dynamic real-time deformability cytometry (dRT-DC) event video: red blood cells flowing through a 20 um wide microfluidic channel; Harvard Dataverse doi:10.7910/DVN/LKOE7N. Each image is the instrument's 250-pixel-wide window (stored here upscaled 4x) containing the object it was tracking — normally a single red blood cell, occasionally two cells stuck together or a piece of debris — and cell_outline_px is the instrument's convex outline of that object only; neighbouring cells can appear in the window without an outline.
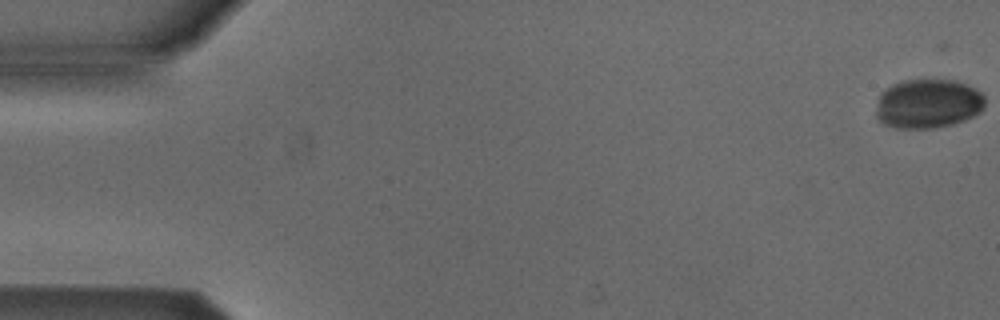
{"species": "Egyptian fruit bat (a non-hibernating species)", "species_latin": "Rousettus aegyptiacus", "temperature_condition": "cold", "stored_images_in_passage": 17, "camera_frame_rate_fps": 3000, "um_per_image_px": 0.085, "animal": {"sex": "male"}, "frame": {"image": 1, "passage_image": 1, "time_ms": 0.0, "image_size_px": [1000, 320], "cell_outline_px": [[984, 108], [980, 112], [964, 120], [952, 124], [932, 128], [896, 128], [884, 124], [876, 116], [876, 108], [880, 96], [892, 84], [904, 80], [956, 80], [968, 84], [976, 88], [984, 96]], "centroid_in_image_um": [78.91, 8.81], "position_along_channel_um": 6.1, "area_um2": 31.21}}
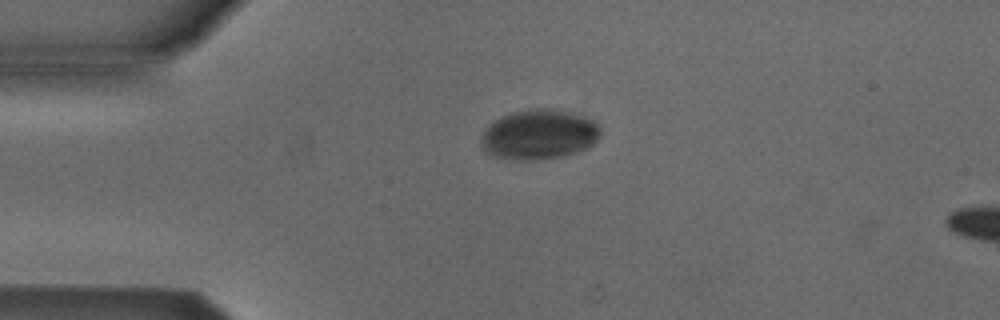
{"frame": {"image": 2, "passage_image": 13, "time_ms": 4.0, "image_size_px": [1000, 320], "cell_outline_px": [[600, 136], [592, 144], [576, 152], [564, 156], [536, 160], [512, 160], [496, 156], [484, 152], [484, 132], [488, 124], [512, 112], [528, 108], [544, 108], [572, 112], [584, 116], [600, 124]], "centroid_in_image_um": [45.85, 11.43], "position_along_channel_um": 39.1, "area_um2": 34.51}}